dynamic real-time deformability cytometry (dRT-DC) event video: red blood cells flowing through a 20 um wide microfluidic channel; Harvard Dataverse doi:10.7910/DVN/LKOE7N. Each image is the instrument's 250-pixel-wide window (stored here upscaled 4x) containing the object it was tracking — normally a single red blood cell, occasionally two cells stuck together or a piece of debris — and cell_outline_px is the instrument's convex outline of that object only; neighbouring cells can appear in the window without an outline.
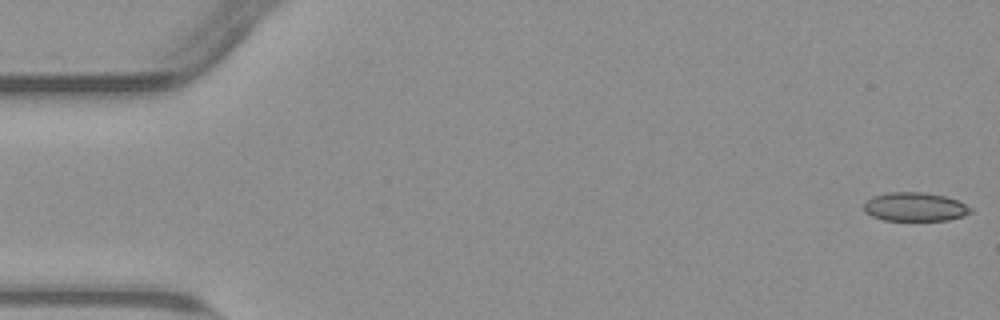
{"species": "common noctule bat (a hibernating species)", "species_latin": "Nyctalus noctula", "temperature_condition": "warm", "stored_images_in_passage": 54, "camera_frame_rate_fps": 3000, "um_per_image_px": 0.085, "animal": {"sex": "male", "body_mass_g": 23.1, "forearm_length_mm": 52.7}, "frame": {"image": 1, "passage_image": 1, "time_ms": 0.0, "image_size_px": [1000, 320], "cell_outline_px": [[972, 212], [964, 216], [948, 220], [884, 220], [872, 216], [864, 212], [864, 200], [872, 196], [888, 192], [924, 192], [944, 196], [956, 200], [972, 208]], "centroid_in_image_um": [77.73, 17.58], "position_along_channel_um": 7.3, "area_um2": 17.98}}
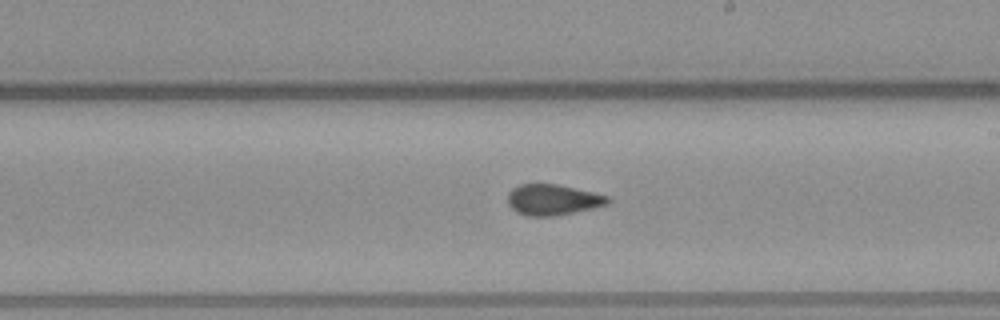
{"frame": {"image": 2, "passage_image": 31, "time_ms": 10.0, "image_size_px": [1000, 320], "cell_outline_px": [[612, 200], [608, 204], [592, 208], [552, 216], [528, 216], [516, 212], [508, 204], [508, 192], [512, 188], [520, 184], [556, 184], [592, 192], [608, 196]], "centroid_in_image_um": [46.96, 16.97], "position_along_channel_um": 242.0, "area_um2": 17.8}}
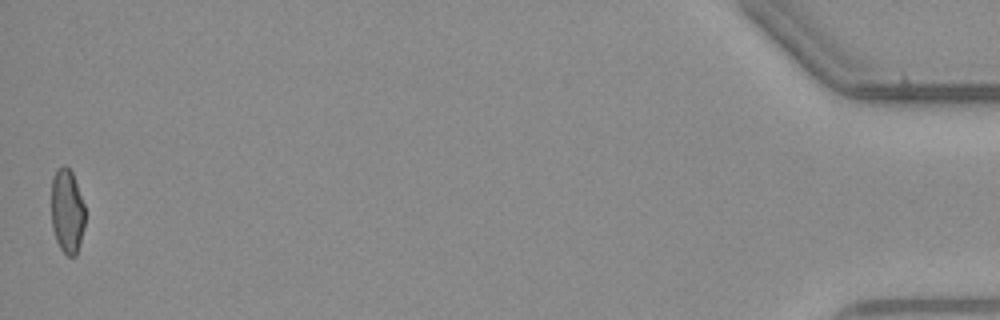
{"frame": {"image": 3, "passage_image": 54, "time_ms": 17.667, "image_size_px": [1000, 320], "cell_outline_px": [[84, 228], [80, 244], [76, 256], [68, 256], [60, 248], [56, 240], [52, 228], [52, 176], [56, 168], [64, 164], [72, 172], [84, 204]], "centroid_in_image_um": [5.7, 17.94], "position_along_channel_um": 429.5, "area_um2": 16.65}, "authors_computed_cell_mechanics": {"area_um2": 18.207, "velocity_mm_per_s": 3.8044, "shape_relaxation_time_tau1_ms": null, "shape_relaxation_time_tau2_ms": 1.5936, "deformation_change_tau1": null, "deformation_change_tau2": 0.0735}}